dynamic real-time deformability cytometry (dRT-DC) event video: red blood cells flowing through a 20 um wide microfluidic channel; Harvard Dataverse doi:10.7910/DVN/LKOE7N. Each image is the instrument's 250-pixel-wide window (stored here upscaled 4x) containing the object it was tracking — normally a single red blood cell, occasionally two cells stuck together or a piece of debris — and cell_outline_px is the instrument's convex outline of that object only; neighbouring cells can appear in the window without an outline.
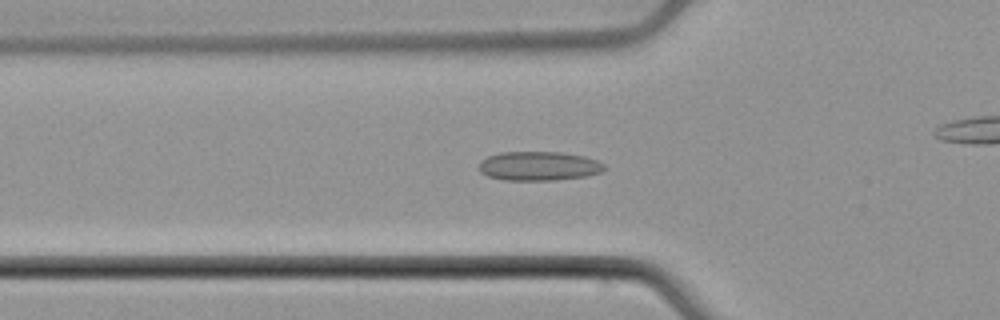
{"species": "common noctule bat (a hibernating species)", "species_latin": "Nyctalus noctula", "temperature_condition": "cold", "stored_images_in_passage": 43, "camera_frame_rate_fps": 3000, "um_per_image_px": 0.085, "animal": {"sex": "male", "body_mass_g": 21.5, "forearm_length_mm": 52.0}, "frame": {"image": 1, "passage_image": 18, "time_ms": 5.667, "image_size_px": [1000, 320], "cell_outline_px": [[608, 168], [600, 172], [588, 176], [556, 180], [504, 180], [488, 176], [480, 172], [480, 160], [488, 156], [500, 152], [560, 152], [584, 156], [596, 160], [604, 164]], "centroid_in_image_um": [45.81, 14.11], "position_along_channel_um": 80.0, "area_um2": 21.39}}
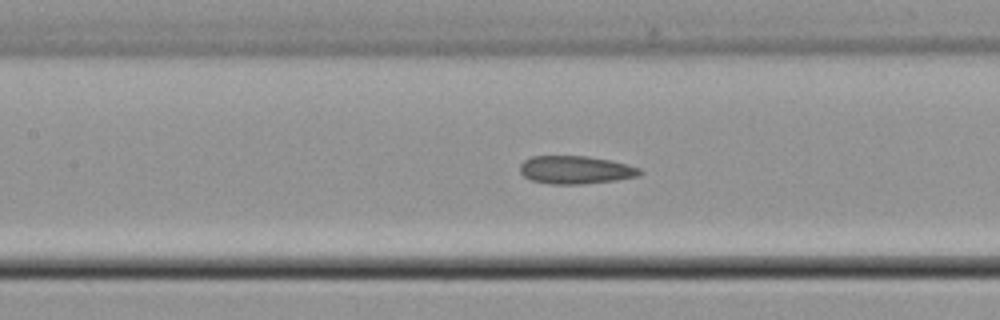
{"frame": {"image": 2, "passage_image": 24, "time_ms": 7.667, "image_size_px": [1000, 320], "cell_outline_px": [[644, 172], [640, 176], [616, 180], [584, 184], [552, 184], [532, 180], [524, 176], [520, 172], [520, 164], [524, 160], [532, 156], [588, 156], [612, 160], [628, 164], [640, 168]], "centroid_in_image_um": [48.97, 14.43], "position_along_channel_um": 158.4, "area_um2": 19.77}}
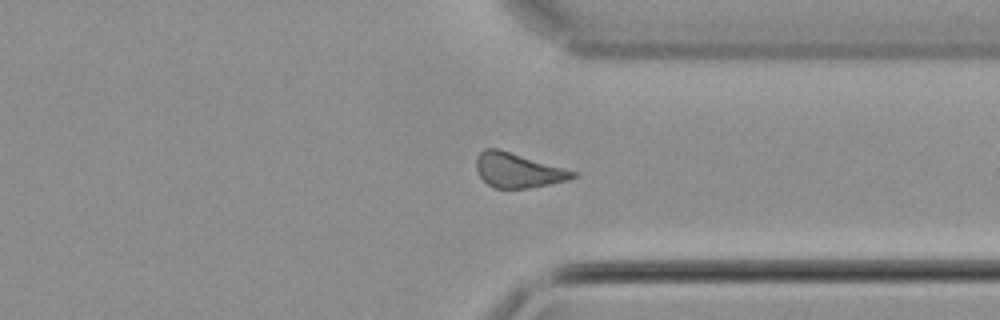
{"frame": {"image": 3, "passage_image": 40, "time_ms": 13.0, "image_size_px": [1000, 320], "cell_outline_px": [[576, 176], [568, 180], [528, 188], [492, 188], [480, 176], [476, 168], [476, 156], [484, 148], [496, 148], [576, 172]], "centroid_in_image_um": [43.97, 14.48], "position_along_channel_um": 367.4, "area_um2": 19.02}}